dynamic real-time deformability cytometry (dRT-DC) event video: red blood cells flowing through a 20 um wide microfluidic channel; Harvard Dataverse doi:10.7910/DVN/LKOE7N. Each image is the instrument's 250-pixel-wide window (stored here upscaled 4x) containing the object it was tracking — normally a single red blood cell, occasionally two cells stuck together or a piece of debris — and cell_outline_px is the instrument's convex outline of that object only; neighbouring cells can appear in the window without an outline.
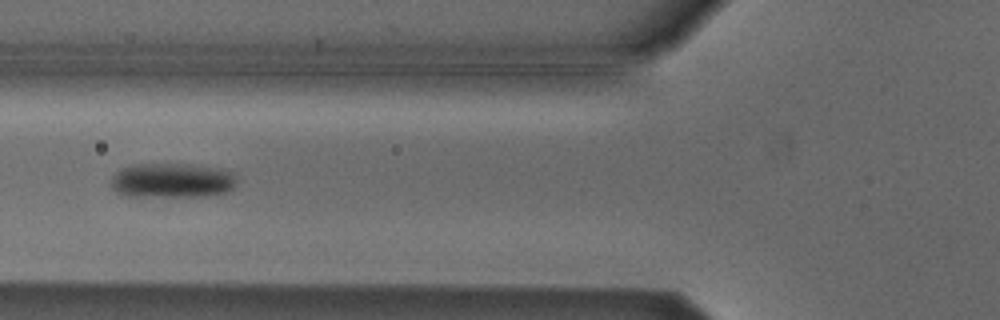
{"species": "Egyptian fruit bat (a non-hibernating species)", "species_latin": "Rousettus aegyptiacus", "temperature_condition": "cold", "stored_images_in_passage": 9, "camera_frame_rate_fps": 3000, "um_per_image_px": 0.085, "animal": {"sex": "male"}, "frame": {"image": 1, "passage_image": 6, "time_ms": 1.667, "image_size_px": [1000, 320], "cell_outline_px": [[236, 184], [228, 192], [204, 196], [128, 196], [116, 192], [112, 188], [112, 176], [116, 172], [132, 164], [188, 164], [220, 168], [232, 172], [236, 176]], "centroid_in_image_um": [14.65, 15.34], "position_along_channel_um": 111.2, "area_um2": 25.49}}
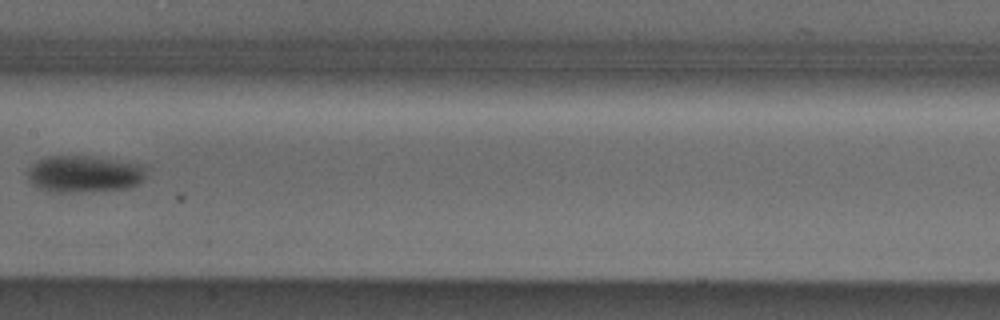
{"frame": {"image": 2, "passage_image": 8, "time_ms": 2.333, "image_size_px": [1000, 320], "cell_outline_px": [[144, 176], [136, 184], [128, 188], [76, 192], [56, 192], [40, 188], [32, 184], [28, 180], [28, 168], [32, 164], [48, 156], [88, 156], [136, 164], [144, 168]], "centroid_in_image_um": [7.07, 14.79], "position_along_channel_um": 200.3, "area_um2": 24.8}}
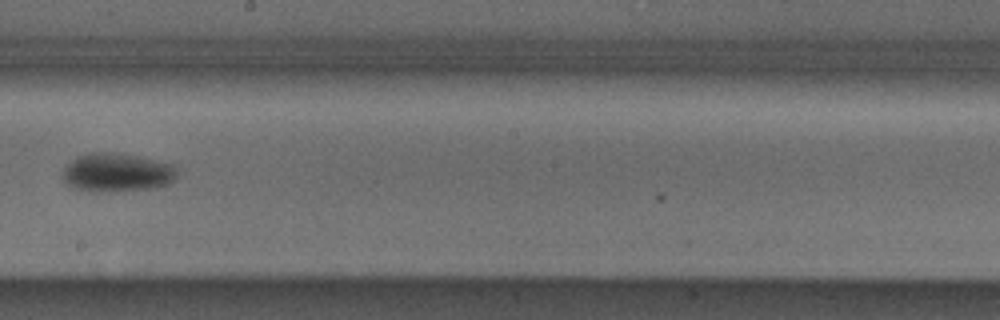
{"frame": {"image": 3, "passage_image": 9, "time_ms": 2.667, "image_size_px": [1000, 320], "cell_outline_px": [[176, 176], [168, 184], [156, 188], [104, 192], [88, 192], [72, 188], [64, 184], [64, 168], [76, 156], [88, 152], [116, 152], [136, 156], [172, 164], [176, 168]], "centroid_in_image_um": [9.89, 14.67], "position_along_channel_um": 238.3, "area_um2": 26.01}}